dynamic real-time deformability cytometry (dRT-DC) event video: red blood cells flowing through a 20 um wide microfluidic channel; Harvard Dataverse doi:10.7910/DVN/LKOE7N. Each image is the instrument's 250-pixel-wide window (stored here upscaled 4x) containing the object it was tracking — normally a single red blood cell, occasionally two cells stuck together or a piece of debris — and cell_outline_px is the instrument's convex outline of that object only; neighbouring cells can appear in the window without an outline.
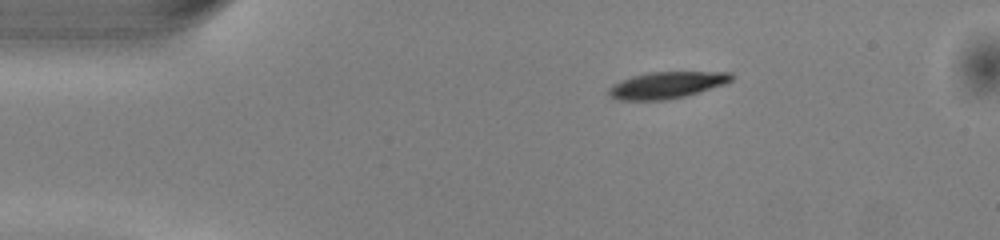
{"species": "common noctule bat (a hibernating species)", "species_latin": "Nyctalus noctula", "temperature_condition": "warm", "stored_images_in_passage": 43, "camera_frame_rate_fps": 3000, "um_per_image_px": 0.085, "animal": {"sex": "male", "body_mass_g": 13.0, "forearm_length_mm": 53.1}, "frame": {"image": 1, "passage_image": 1, "time_ms": 0.0, "image_size_px": [1000, 240], "cell_outline_px": [[736, 76], [732, 80], [724, 84], [684, 96], [668, 100], [620, 100], [612, 96], [608, 92], [608, 88], [612, 84], [632, 76], [652, 72], [732, 72]], "centroid_in_image_um": [56.69, 7.22], "position_along_channel_um": 28.3, "area_um2": 18.9}}
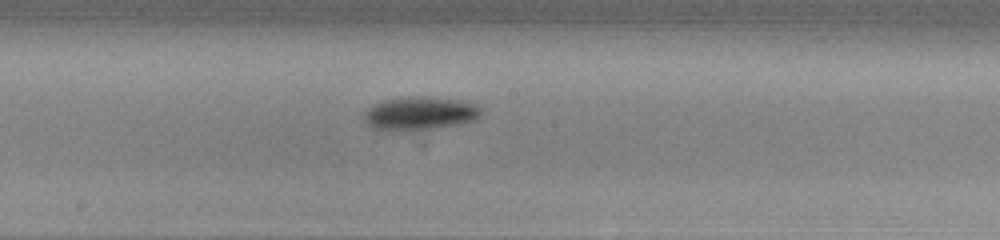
{"frame": {"image": 2, "passage_image": 19, "time_ms": 6.0, "image_size_px": [1000, 240], "cell_outline_px": [[480, 116], [476, 120], [460, 124], [436, 128], [372, 128], [364, 120], [364, 112], [372, 104], [384, 100], [408, 96], [428, 96], [464, 100], [480, 108]], "centroid_in_image_um": [35.72, 9.58], "position_along_channel_um": 212.5, "area_um2": 22.25}}
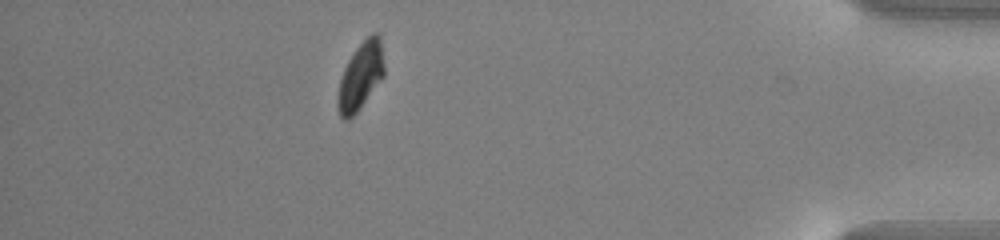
{"frame": {"image": 3, "passage_image": 37, "time_ms": 12.0, "image_size_px": [1000, 240], "cell_outline_px": [[384, 76], [360, 108], [348, 120], [344, 120], [340, 116], [340, 80], [344, 68], [348, 60], [356, 48], [372, 32], [376, 32], [380, 36], [384, 64]], "centroid_in_image_um": [30.7, 6.41], "position_along_channel_um": 404.5, "area_um2": 17.63}, "authors_computed_cell_mechanics": {"area_um2": 19.7098, "velocity_mm_per_s": 4.0409, "shape_relaxation_time_tau1_ms": 1.6413, "shape_relaxation_time_tau2_ms": null, "deformation_change_tau1": 0.1064, "deformation_change_tau2": null}}